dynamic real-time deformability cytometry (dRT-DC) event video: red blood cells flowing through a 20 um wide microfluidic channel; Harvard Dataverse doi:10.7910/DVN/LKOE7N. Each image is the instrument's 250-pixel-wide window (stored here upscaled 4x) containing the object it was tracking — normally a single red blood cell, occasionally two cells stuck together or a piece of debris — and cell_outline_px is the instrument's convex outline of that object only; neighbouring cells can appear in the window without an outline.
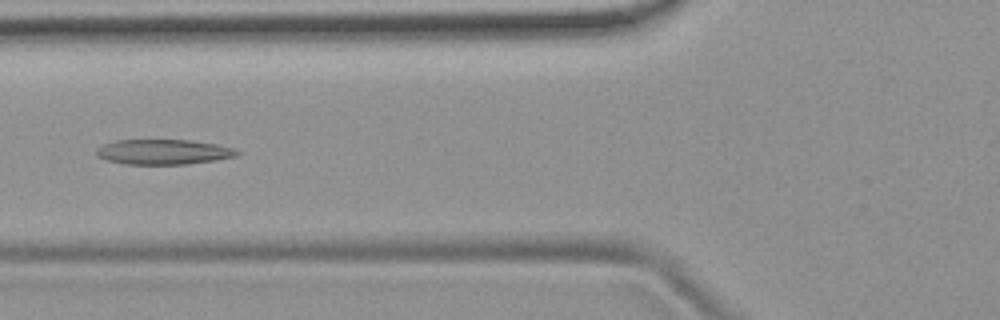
{"species": "common noctule bat (a hibernating species)", "species_latin": "Nyctalus noctula", "temperature_condition": "room temperature", "stored_images_in_passage": 3, "camera_frame_rate_fps": 3000, "um_per_image_px": 0.085, "animal": {"sex": "female", "body_mass_g": 19.9}, "frame": {"image": 1, "passage_image": 3, "time_ms": 0.667, "image_size_px": [1000, 320], "cell_outline_px": [[240, 152], [236, 156], [216, 160], [184, 164], [124, 164], [108, 160], [96, 156], [96, 148], [104, 144], [116, 140], [188, 140], [216, 144], [232, 148]], "centroid_in_image_um": [13.86, 12.91], "position_along_channel_um": 111.9, "area_um2": 20.4}}